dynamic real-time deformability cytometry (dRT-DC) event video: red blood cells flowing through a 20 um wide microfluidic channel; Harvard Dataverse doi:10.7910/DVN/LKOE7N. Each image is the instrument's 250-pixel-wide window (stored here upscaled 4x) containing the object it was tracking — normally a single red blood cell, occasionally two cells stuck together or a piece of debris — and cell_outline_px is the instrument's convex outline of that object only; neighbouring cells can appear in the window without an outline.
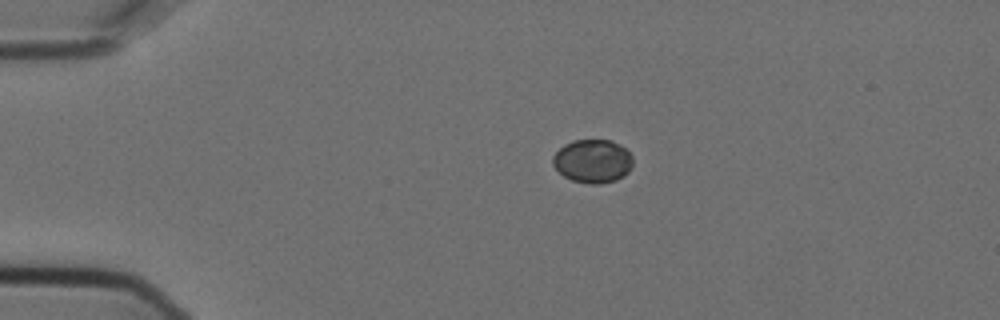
{"species": "Egyptian fruit bat (a non-hibernating species)", "species_latin": "Rousettus aegyptiacus", "temperature_condition": "cold", "stored_images_in_passage": 45, "camera_frame_rate_fps": 3000, "um_per_image_px": 0.085, "animal": {"sex": "female"}, "frame": {"image": 1, "passage_image": 1, "time_ms": 0.0, "image_size_px": [1000, 320], "cell_outline_px": [[632, 168], [624, 176], [616, 180], [600, 184], [588, 184], [572, 180], [564, 176], [552, 164], [552, 156], [564, 144], [572, 140], [612, 140], [620, 144], [632, 156]], "centroid_in_image_um": [50.38, 13.69], "position_along_channel_um": 34.6, "area_um2": 20.4}}
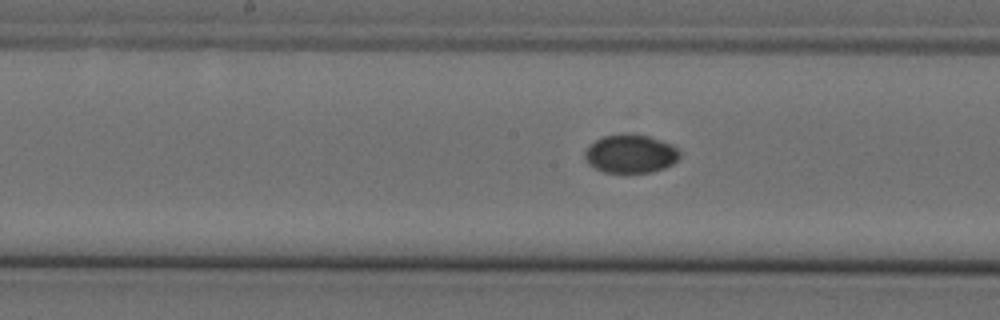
{"frame": {"image": 2, "passage_image": 18, "time_ms": 5.667, "image_size_px": [1000, 320], "cell_outline_px": [[680, 156], [672, 164], [664, 168], [652, 172], [624, 176], [604, 172], [588, 164], [584, 160], [584, 152], [596, 140], [604, 136], [624, 132], [648, 136], [672, 144], [680, 152]], "centroid_in_image_um": [53.58, 13.11], "position_along_channel_um": 194.6, "area_um2": 21.96}}
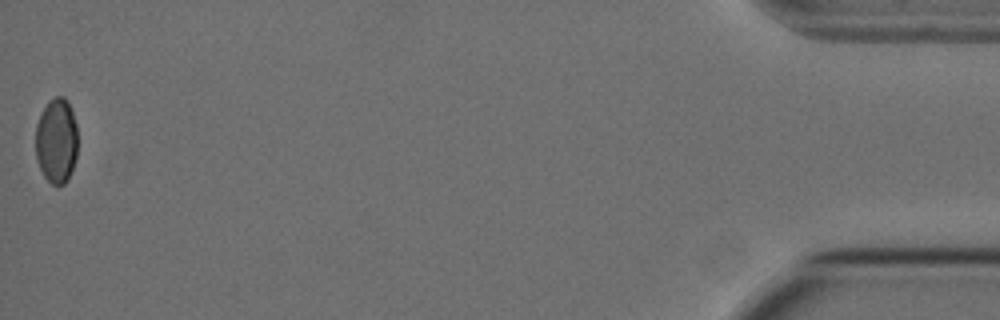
{"frame": {"image": 3, "passage_image": 45, "time_ms": 14.667, "image_size_px": [1000, 320], "cell_outline_px": [[76, 156], [68, 180], [64, 184], [52, 184], [44, 176], [40, 168], [36, 156], [36, 124], [40, 112], [48, 100], [56, 96], [64, 96], [68, 100], [76, 124]], "centroid_in_image_um": [4.78, 11.92], "position_along_channel_um": 430.4, "area_um2": 20.92}, "authors_computed_cell_mechanics": {"area_um2": 21.386, "velocity_mm_per_s": 3.6321, "shape_relaxation_time_tau1_ms": 9.3268, "shape_relaxation_time_tau2_ms": null, "deformation_change_tau1": 0.0719, "deformation_change_tau2": null}}